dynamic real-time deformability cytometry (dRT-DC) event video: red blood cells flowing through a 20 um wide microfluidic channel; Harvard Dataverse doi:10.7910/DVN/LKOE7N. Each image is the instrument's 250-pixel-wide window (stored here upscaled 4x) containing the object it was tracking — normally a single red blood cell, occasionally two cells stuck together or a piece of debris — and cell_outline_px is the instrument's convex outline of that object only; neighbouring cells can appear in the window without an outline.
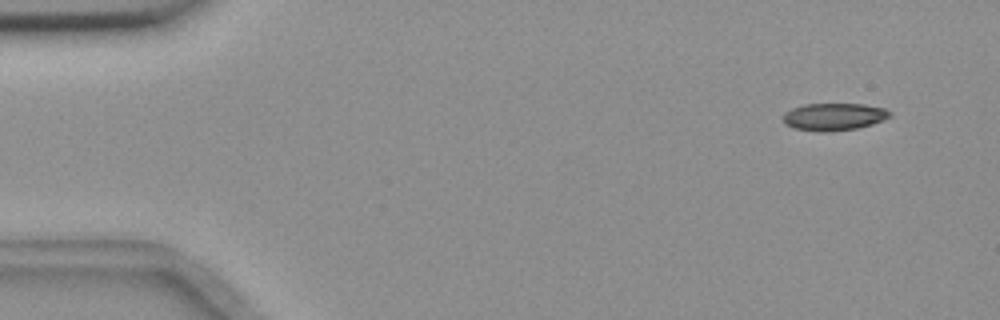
{"species": "common noctule bat (a hibernating species)", "species_latin": "Nyctalus noctula", "temperature_condition": "room temperature", "stored_images_in_passage": 5, "camera_frame_rate_fps": 3000, "um_per_image_px": 0.085, "animal": {"sex": "female", "body_mass_g": 18.4}, "frame": {"image": 1, "passage_image": 2, "time_ms": 0.333, "image_size_px": [1000, 320], "cell_outline_px": [[892, 116], [884, 120], [872, 124], [856, 128], [824, 132], [820, 132], [796, 128], [784, 124], [784, 112], [792, 108], [804, 104], [864, 104], [884, 108], [892, 112]], "centroid_in_image_um": [70.91, 9.91], "position_along_channel_um": 14.1, "area_um2": 16.99}}